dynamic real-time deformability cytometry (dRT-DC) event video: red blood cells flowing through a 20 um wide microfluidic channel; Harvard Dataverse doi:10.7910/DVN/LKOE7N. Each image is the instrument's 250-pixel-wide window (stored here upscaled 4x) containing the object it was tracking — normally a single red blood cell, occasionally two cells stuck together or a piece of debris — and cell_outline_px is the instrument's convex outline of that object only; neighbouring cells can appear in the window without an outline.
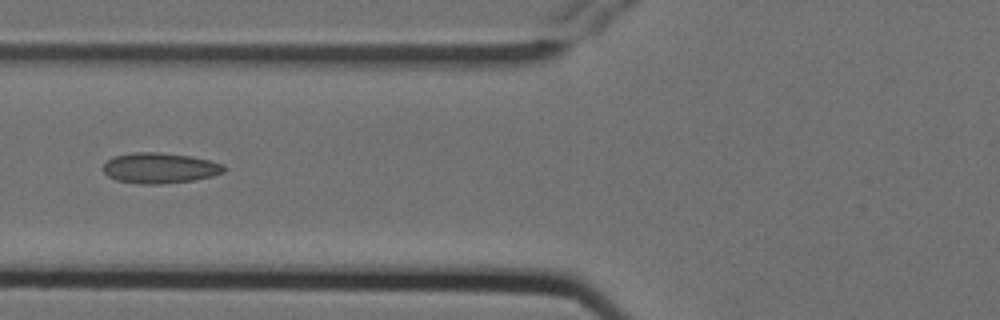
{"species": "Egyptian fruit bat (a non-hibernating species)", "species_latin": "Rousettus aegyptiacus", "temperature_condition": "cold", "stored_images_in_passage": 12, "camera_frame_rate_fps": 3000, "um_per_image_px": 0.085, "animal": {"sex": "female"}, "frame": {"image": 1, "passage_image": 5, "time_ms": 1.333, "image_size_px": [1000, 320], "cell_outline_px": [[228, 168], [224, 172], [212, 176], [196, 180], [160, 184], [136, 184], [116, 180], [108, 176], [104, 172], [104, 164], [112, 156], [132, 152], [160, 152], [192, 156], [224, 164]], "centroid_in_image_um": [13.6, 14.28], "position_along_channel_um": 112.2, "area_um2": 21.79}}
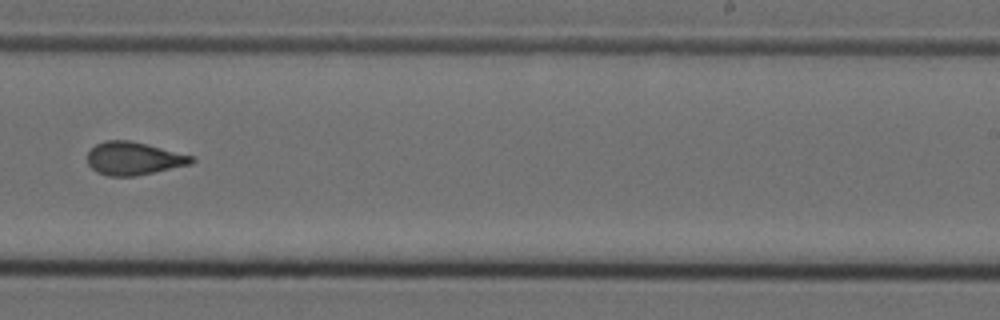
{"frame": {"image": 2, "passage_image": 9, "time_ms": 2.667, "image_size_px": [1000, 320], "cell_outline_px": [[196, 160], [192, 164], [136, 176], [108, 176], [96, 172], [88, 164], [88, 152], [96, 144], [104, 140], [132, 140], [196, 156]], "centroid_in_image_um": [11.41, 13.46], "position_along_channel_um": 277.6, "area_um2": 20.35}}
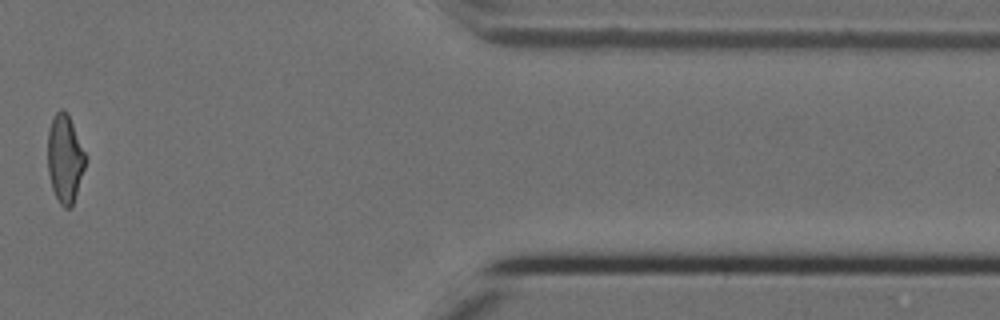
{"frame": {"image": 3, "passage_image": 12, "time_ms": 3.667, "image_size_px": [1000, 320], "cell_outline_px": [[84, 168], [72, 208], [64, 208], [60, 204], [52, 188], [48, 172], [48, 128], [56, 112], [60, 108], [64, 108], [68, 112], [84, 152]], "centroid_in_image_um": [5.49, 13.47], "position_along_channel_um": 405.9, "area_um2": 19.13}}